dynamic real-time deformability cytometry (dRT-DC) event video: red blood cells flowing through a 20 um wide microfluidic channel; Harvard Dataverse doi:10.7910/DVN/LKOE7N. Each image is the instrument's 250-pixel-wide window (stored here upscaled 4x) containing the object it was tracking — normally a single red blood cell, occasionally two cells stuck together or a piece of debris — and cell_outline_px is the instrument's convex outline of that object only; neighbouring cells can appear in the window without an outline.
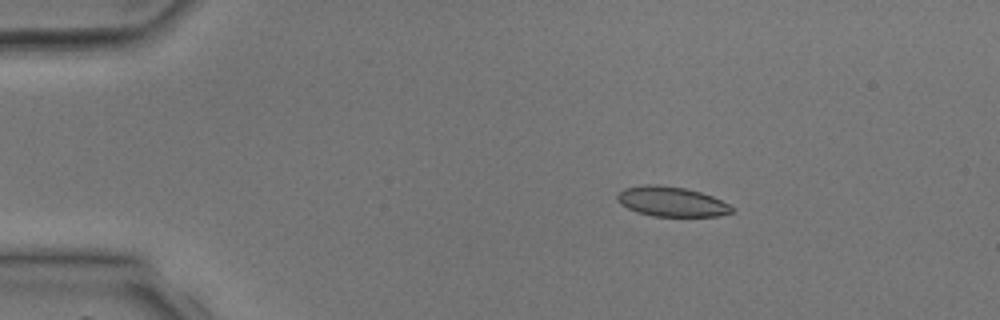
{"species": "common noctule bat (a hibernating species)", "species_latin": "Nyctalus noctula", "temperature_condition": "room temperature", "stored_images_in_passage": 3, "camera_frame_rate_fps": 3000, "um_per_image_px": 0.085, "animal": {"sex": "male", "body_mass_g": 17.9, "forearm_length_mm": 54.2}, "frame": {"image": 1, "passage_image": 1, "time_ms": 0.0, "image_size_px": [1000, 320], "cell_outline_px": [[736, 208], [732, 212], [720, 216], [652, 216], [636, 212], [620, 204], [616, 200], [616, 196], [624, 188], [644, 184], [656, 184], [684, 188], [700, 192], [712, 196]], "centroid_in_image_um": [57.06, 17.14], "position_along_channel_um": 27.9, "area_um2": 20.0}}